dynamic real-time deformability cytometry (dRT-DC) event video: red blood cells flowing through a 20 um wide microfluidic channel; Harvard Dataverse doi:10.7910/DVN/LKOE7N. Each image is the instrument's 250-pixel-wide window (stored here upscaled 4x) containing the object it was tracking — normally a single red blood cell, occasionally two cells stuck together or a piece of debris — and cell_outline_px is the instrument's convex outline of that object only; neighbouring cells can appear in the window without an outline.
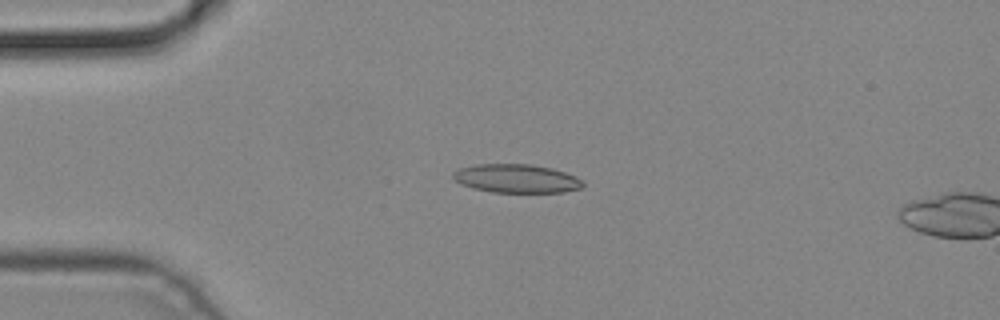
{"species": "common noctule bat (a hibernating species)", "species_latin": "Nyctalus noctula", "temperature_condition": "cold", "stored_images_in_passage": 2, "camera_frame_rate_fps": 3000, "um_per_image_px": 0.085, "animal": {"sex": "male", "body_mass_g": 19.2, "forearm_length_mm": 51.8}, "frame": {"image": 1, "passage_image": 1, "time_ms": 0.0, "image_size_px": [1000, 320], "cell_outline_px": [[584, 184], [580, 188], [564, 192], [492, 192], [472, 188], [460, 184], [452, 176], [452, 172], [460, 168], [476, 164], [532, 164], [552, 168], [576, 176], [584, 180]], "centroid_in_image_um": [43.9, 15.17], "position_along_channel_um": 41.1, "area_um2": 21.73}}